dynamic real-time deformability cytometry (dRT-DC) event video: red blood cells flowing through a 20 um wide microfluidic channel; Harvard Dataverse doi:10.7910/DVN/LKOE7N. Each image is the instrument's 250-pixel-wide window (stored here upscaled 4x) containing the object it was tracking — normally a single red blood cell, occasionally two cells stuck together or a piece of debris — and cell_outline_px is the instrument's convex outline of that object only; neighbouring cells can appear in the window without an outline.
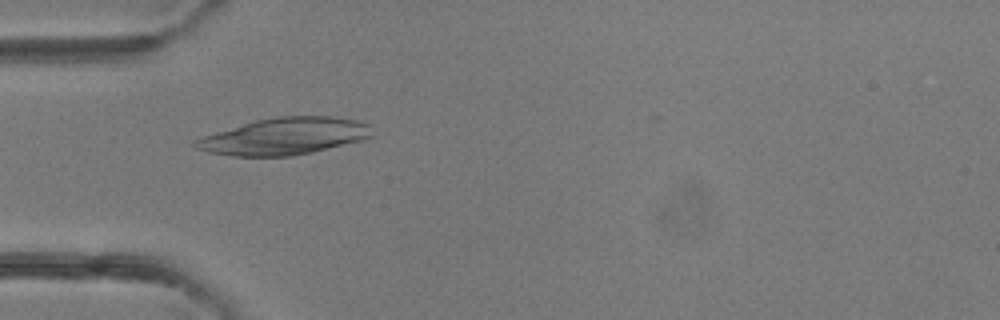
{"species": "common noctule bat (a hibernating species)", "species_latin": "Nyctalus noctula", "temperature_condition": "room temperature", "stored_images_in_passage": 5, "camera_frame_rate_fps": 3000, "um_per_image_px": 0.085, "animal": {"sex": "female"}, "frame": {"image": 1, "passage_image": 4, "time_ms": 3.667, "image_size_px": [1000, 320], "cell_outline_px": [[372, 136], [360, 140], [312, 152], [292, 156], [232, 156], [208, 152], [196, 148], [192, 144], [192, 140], [216, 132], [256, 120], [280, 116], [332, 116], [356, 120], [368, 124]], "centroid_in_image_um": [24.13, 11.58], "position_along_channel_um": 60.9, "area_um2": 37.57}}
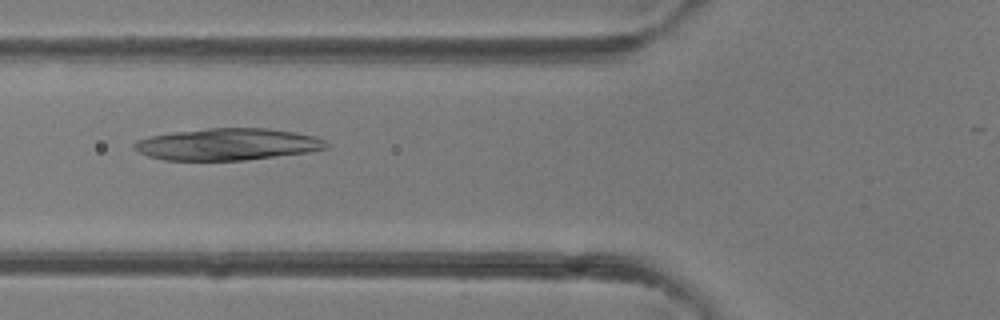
{"frame": {"image": 2, "passage_image": 5, "time_ms": 4.667, "image_size_px": [1000, 320], "cell_outline_px": [[328, 148], [308, 152], [244, 160], [164, 160], [148, 156], [132, 148], [132, 144], [136, 140], [152, 136], [172, 132], [208, 128], [268, 128], [296, 132], [316, 136], [324, 140], [328, 144]], "centroid_in_image_um": [19.34, 12.26], "position_along_channel_um": 106.5, "area_um2": 35.66}}